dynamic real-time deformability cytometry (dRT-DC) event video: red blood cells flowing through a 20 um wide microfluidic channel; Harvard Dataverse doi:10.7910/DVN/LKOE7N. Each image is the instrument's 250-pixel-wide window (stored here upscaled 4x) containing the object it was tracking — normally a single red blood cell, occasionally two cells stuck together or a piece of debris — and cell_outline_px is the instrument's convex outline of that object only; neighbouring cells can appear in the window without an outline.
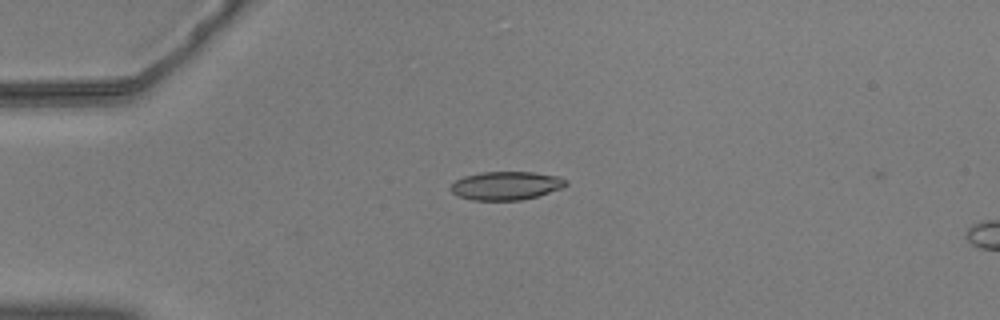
{"species": "common noctule bat (a hibernating species)", "species_latin": "Nyctalus noctula", "temperature_condition": "warm", "stored_images_in_passage": 5, "camera_frame_rate_fps": 3000, "um_per_image_px": 0.085, "animal": {"sex": "male", "body_mass_g": 20.5, "forearm_length_mm": 52.5}, "frame": {"image": 1, "passage_image": 1, "time_ms": 0.0, "image_size_px": [1000, 320], "cell_outline_px": [[568, 184], [564, 188], [536, 196], [520, 200], [472, 200], [456, 196], [448, 188], [456, 180], [464, 176], [480, 172], [532, 172], [560, 176], [568, 180]], "centroid_in_image_um": [43.02, 15.78], "position_along_channel_um": 42.0, "area_um2": 19.31}}